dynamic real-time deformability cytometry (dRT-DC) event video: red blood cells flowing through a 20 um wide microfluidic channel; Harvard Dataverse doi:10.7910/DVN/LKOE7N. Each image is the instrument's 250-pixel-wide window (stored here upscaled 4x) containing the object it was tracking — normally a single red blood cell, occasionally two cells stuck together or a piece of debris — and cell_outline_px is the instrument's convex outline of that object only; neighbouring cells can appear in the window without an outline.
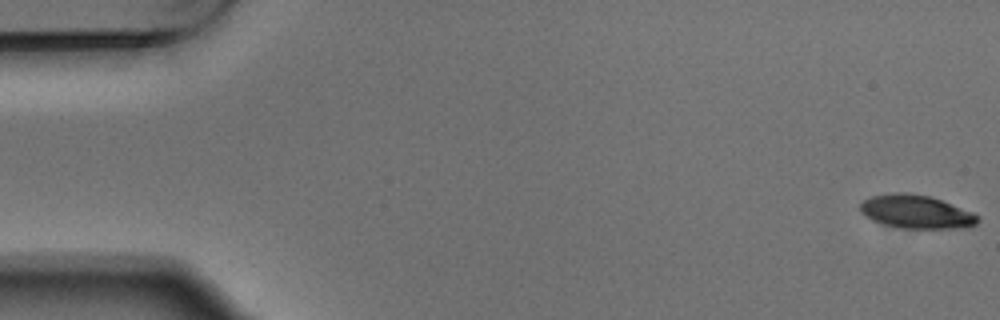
{"species": "Egyptian fruit bat (a non-hibernating species)", "species_latin": "Rousettus aegyptiacus", "temperature_condition": "warm", "stored_images_in_passage": 5, "camera_frame_rate_fps": 3000, "um_per_image_px": 0.085, "animal": {"sex": "male"}, "frame": {"image": 1, "passage_image": 1, "time_ms": 0.0, "image_size_px": [1000, 320], "cell_outline_px": [[980, 220], [976, 224], [964, 228], [904, 228], [872, 220], [860, 212], [860, 204], [864, 200], [872, 196], [896, 192], [904, 192], [928, 196], [940, 200], [972, 212], [980, 216]], "centroid_in_image_um": [77.89, 18.0], "position_along_channel_um": 7.1, "area_um2": 22.54}}
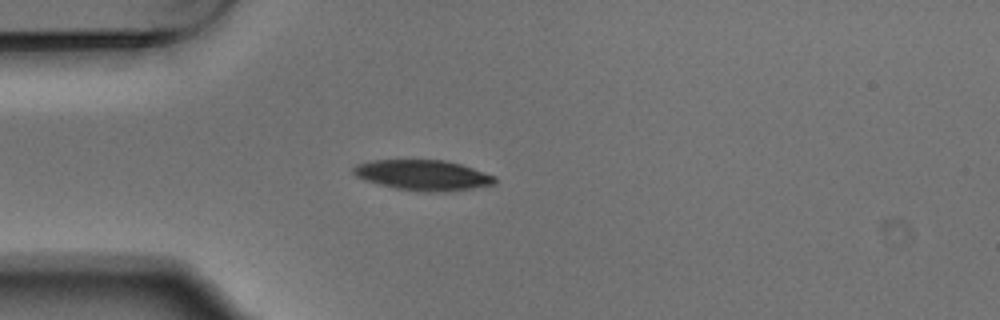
{"frame": {"image": 2, "passage_image": 5, "time_ms": 1.333, "image_size_px": [1000, 320], "cell_outline_px": [[496, 184], [472, 188], [444, 192], [416, 192], [396, 188], [364, 180], [356, 176], [352, 172], [352, 168], [356, 164], [372, 160], [444, 160], [460, 164], [496, 176]], "centroid_in_image_um": [35.94, 14.89], "position_along_channel_um": 49.1, "area_um2": 25.14}}